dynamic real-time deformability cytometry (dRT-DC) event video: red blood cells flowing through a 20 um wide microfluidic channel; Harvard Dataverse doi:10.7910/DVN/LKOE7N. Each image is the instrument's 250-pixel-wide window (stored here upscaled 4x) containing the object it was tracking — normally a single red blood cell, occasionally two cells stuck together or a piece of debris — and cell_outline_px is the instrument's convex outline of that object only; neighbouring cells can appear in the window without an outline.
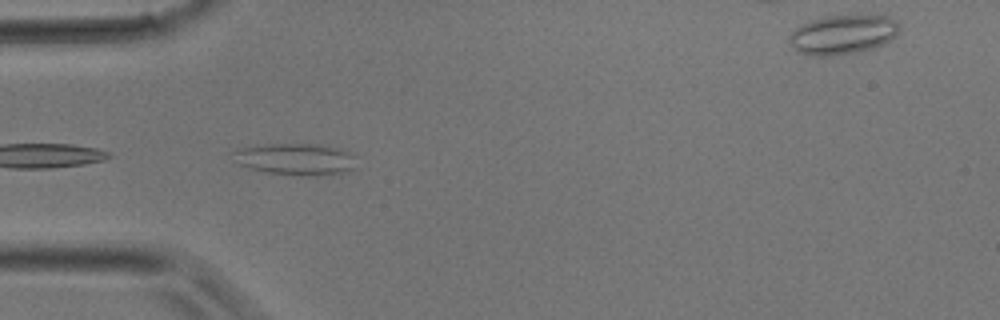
{"species": "common noctule bat (a hibernating species)", "species_latin": "Nyctalus noctula", "temperature_condition": "room temperature", "stored_images_in_passage": 27, "camera_frame_rate_fps": 3000, "um_per_image_px": 0.085, "animal": {"sex": "male", "body_mass_g": 17.9}, "frame": {"image": 1, "passage_image": 1, "time_ms": 0.0, "image_size_px": [1000, 320], "cell_outline_px": [[356, 156], [352, 168], [344, 172], [312, 176], [300, 176], [264, 172], [248, 168], [236, 164], [228, 152], [240, 148], [256, 144], [320, 144], [340, 148]], "centroid_in_image_um": [25.01, 13.52], "position_along_channel_um": 60.0, "area_um2": 23.29}}
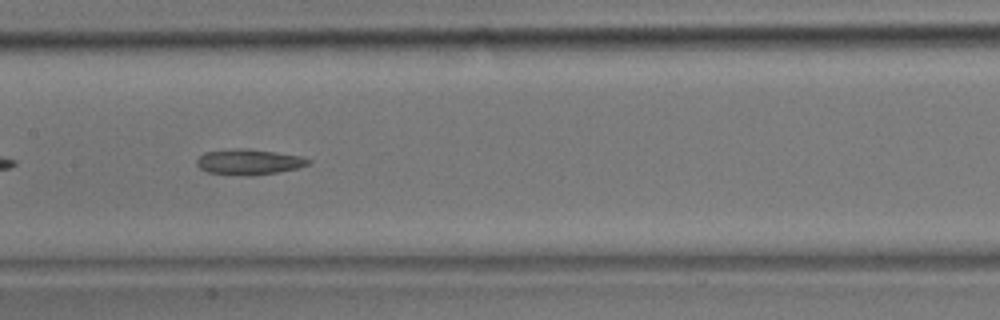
{"frame": {"image": 2, "passage_image": 8, "time_ms": 2.333, "image_size_px": [1000, 320], "cell_outline_px": [[312, 164], [296, 168], [276, 172], [252, 176], [248, 176], [208, 172], [200, 168], [196, 164], [196, 160], [204, 152], [236, 148], [248, 148], [300, 156], [312, 160]], "centroid_in_image_um": [21.16, 13.76], "position_along_channel_um": 186.2, "area_um2": 16.59}}